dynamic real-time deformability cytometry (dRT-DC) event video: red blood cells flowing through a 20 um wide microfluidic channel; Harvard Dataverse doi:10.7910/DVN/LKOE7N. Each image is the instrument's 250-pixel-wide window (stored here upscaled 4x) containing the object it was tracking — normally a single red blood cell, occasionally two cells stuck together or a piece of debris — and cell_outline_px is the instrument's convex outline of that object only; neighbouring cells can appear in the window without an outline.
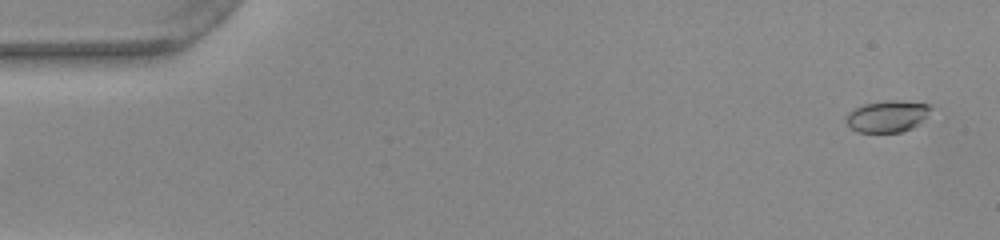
{"species": "common noctule bat (a hibernating species)", "species_latin": "Nyctalus noctula", "temperature_condition": "warm", "stored_images_in_passage": 53, "camera_frame_rate_fps": 3000, "um_per_image_px": 0.085, "animal": {"sex": "female", "body_mass_g": 22.0, "forearm_length_mm": 56.7}, "frame": {"image": 1, "passage_image": 3, "time_ms": 0.667, "image_size_px": [1000, 240], "cell_outline_px": [[932, 108], [912, 128], [900, 132], [856, 132], [848, 124], [848, 112], [864, 104], [880, 100], [896, 100], [928, 104]], "centroid_in_image_um": [75.39, 9.87], "position_along_channel_um": 9.6, "area_um2": 15.2}}
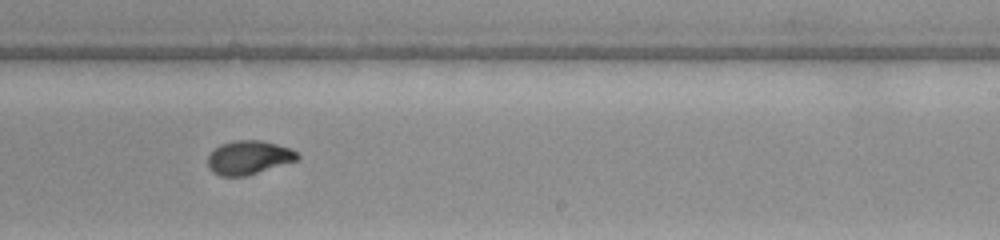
{"frame": {"image": 2, "passage_image": 33, "time_ms": 10.667, "image_size_px": [1000, 240], "cell_outline_px": [[300, 156], [296, 160], [248, 176], [220, 176], [212, 172], [208, 168], [208, 156], [220, 144], [232, 140], [260, 140], [276, 144], [288, 148], [296, 152]], "centroid_in_image_um": [21.1, 13.4], "position_along_channel_um": 267.9, "area_um2": 17.57}}
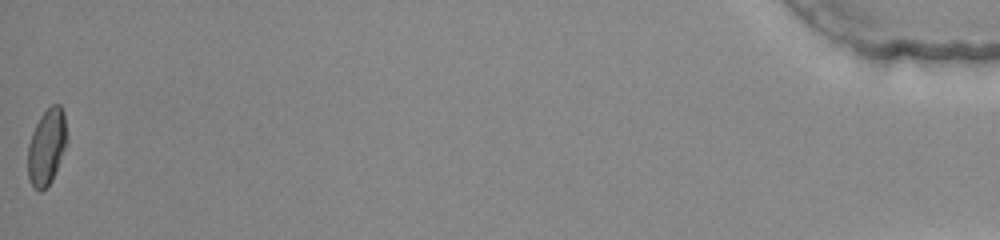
{"frame": {"image": 3, "passage_image": 53, "time_ms": 17.333, "image_size_px": [1000, 240], "cell_outline_px": [[68, 144], [52, 180], [40, 192], [32, 184], [28, 176], [28, 144], [32, 132], [40, 116], [52, 104], [60, 104], [64, 112], [68, 140]], "centroid_in_image_um": [4.0, 12.45], "position_along_channel_um": 431.2, "area_um2": 17.46}, "authors_computed_cell_mechanics": {"area_um2": 17.3978, "velocity_mm_per_s": 3.9608, "shape_relaxation_time_tau1_ms": 5.6287, "shape_relaxation_time_tau2_ms": 0.9294, "deformation_change_tau1": 0.2074, "deformation_change_tau2": 0.0457}}